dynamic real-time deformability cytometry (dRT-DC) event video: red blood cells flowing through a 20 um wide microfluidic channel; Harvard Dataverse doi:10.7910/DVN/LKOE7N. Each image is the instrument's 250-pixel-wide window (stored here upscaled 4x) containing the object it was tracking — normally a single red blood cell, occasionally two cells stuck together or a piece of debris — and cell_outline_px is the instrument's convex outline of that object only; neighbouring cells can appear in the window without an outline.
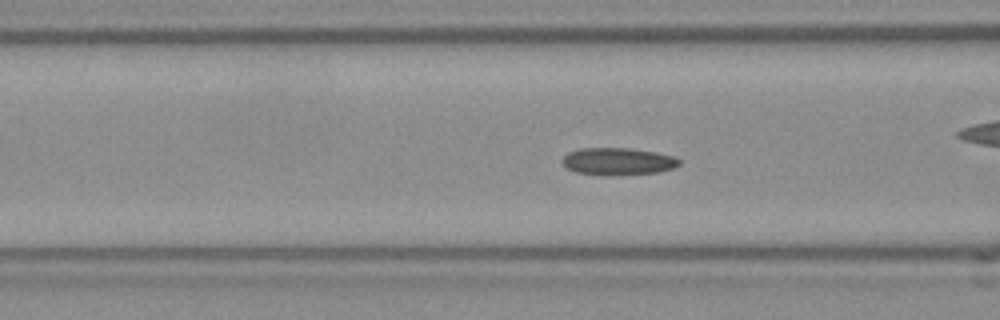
{"species": "Egyptian fruit bat (a non-hibernating species)", "species_latin": "Rousettus aegyptiacus", "temperature_condition": "room temperature", "stored_images_in_passage": 48, "camera_frame_rate_fps": 3000, "um_per_image_px": 0.085, "frame": {"image": 1, "passage_image": 14, "time_ms": 4.333, "image_size_px": [1000, 320], "cell_outline_px": [[680, 164], [672, 168], [656, 172], [576, 172], [564, 168], [560, 160], [568, 152], [580, 148], [628, 148], [656, 152], [672, 156], [680, 160]], "centroid_in_image_um": [52.47, 13.65], "position_along_channel_um": 114.1, "area_um2": 17.51}, "authors_computed_cell_mechanics": {"area_um2": 17.8602, "velocity_mm_per_s": 3.8443, "shape_relaxation_time_tau1_ms": 5.8256, "shape_relaxation_time_tau2_ms": 3.3081, "deformation_change_tau1": 0.1236, "deformation_change_tau2": 0.0912}}